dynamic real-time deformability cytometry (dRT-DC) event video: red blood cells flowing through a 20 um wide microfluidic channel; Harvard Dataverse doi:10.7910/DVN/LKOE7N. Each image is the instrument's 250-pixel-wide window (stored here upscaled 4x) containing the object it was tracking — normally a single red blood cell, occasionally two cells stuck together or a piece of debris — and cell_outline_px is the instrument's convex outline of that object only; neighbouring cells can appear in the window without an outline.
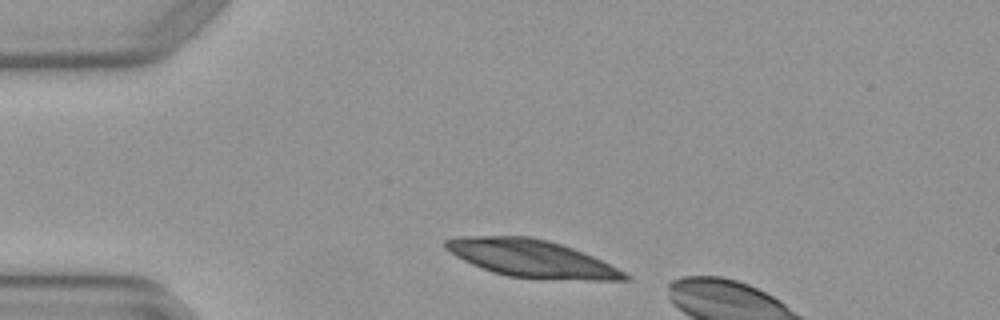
{"species": "Egyptian fruit bat (a non-hibernating species)", "species_latin": "Rousettus aegyptiacus", "temperature_condition": "warm", "stored_images_in_passage": 3, "camera_frame_rate_fps": 3000, "um_per_image_px": 0.085, "animal": {"sex": "female"}, "frame": {"image": 1, "passage_image": 3, "time_ms": 0.667, "image_size_px": [1000, 320], "cell_outline_px": [[632, 280], [588, 280], [508, 276], [492, 272], [472, 264], [456, 256], [444, 248], [444, 240], [460, 236], [528, 236], [548, 240], [572, 248], [592, 256], [632, 276]], "centroid_in_image_um": [45.15, 21.96], "position_along_channel_um": 39.8, "area_um2": 38.55}}